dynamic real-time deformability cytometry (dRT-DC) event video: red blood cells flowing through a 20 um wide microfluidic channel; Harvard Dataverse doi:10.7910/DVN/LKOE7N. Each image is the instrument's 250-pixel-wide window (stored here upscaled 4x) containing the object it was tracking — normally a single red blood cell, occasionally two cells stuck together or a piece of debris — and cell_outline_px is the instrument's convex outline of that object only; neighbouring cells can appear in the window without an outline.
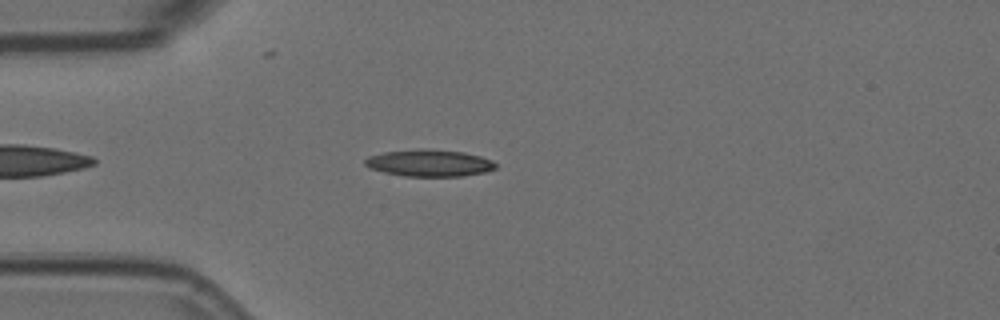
{"species": "Egyptian fruit bat (a non-hibernating species)", "species_latin": "Rousettus aegyptiacus", "temperature_condition": "room temperature", "stored_images_in_passage": 4, "camera_frame_rate_fps": 3000, "um_per_image_px": 0.085, "animal": {"sex": "female"}, "frame": {"image": 1, "passage_image": 3, "time_ms": 0.667, "image_size_px": [1000, 320], "cell_outline_px": [[496, 168], [484, 172], [464, 176], [404, 176], [384, 172], [372, 168], [364, 164], [364, 160], [368, 156], [384, 152], [416, 148], [424, 148], [464, 152], [480, 156], [492, 160], [496, 164]], "centroid_in_image_um": [36.49, 13.84], "position_along_channel_um": 48.5, "area_um2": 20.52}}